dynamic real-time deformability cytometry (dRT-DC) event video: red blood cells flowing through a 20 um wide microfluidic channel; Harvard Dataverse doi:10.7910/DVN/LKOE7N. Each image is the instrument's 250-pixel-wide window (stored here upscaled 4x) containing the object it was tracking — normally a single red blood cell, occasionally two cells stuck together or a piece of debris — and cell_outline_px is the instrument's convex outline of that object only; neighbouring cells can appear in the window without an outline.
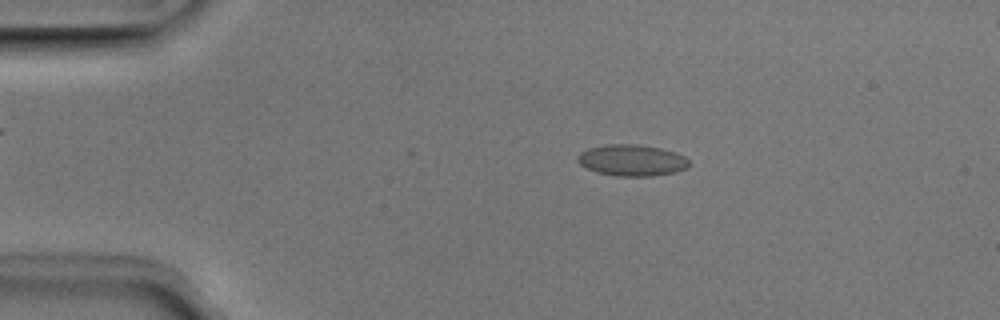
{"species": "Egyptian fruit bat (a non-hibernating species)", "species_latin": "Rousettus aegyptiacus", "temperature_condition": "room temperature", "stored_images_in_passage": 50, "camera_frame_rate_fps": 3000, "um_per_image_px": 0.085, "animal": {"sex": "male"}, "frame": {"image": 1, "passage_image": 9, "time_ms": 2.667, "image_size_px": [1000, 320], "cell_outline_px": [[688, 168], [676, 172], [652, 176], [616, 176], [596, 172], [580, 164], [576, 160], [580, 152], [588, 148], [604, 144], [640, 144], [660, 148], [676, 152], [684, 156], [688, 160]], "centroid_in_image_um": [53.71, 13.62], "position_along_channel_um": 31.3, "area_um2": 20.52}}
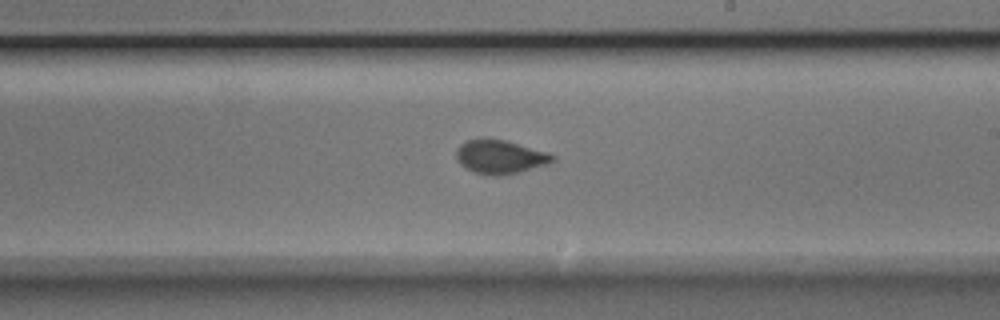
{"frame": {"image": 2, "passage_image": 29, "time_ms": 9.333, "image_size_px": [1000, 320], "cell_outline_px": [[556, 160], [548, 164], [520, 172], [500, 176], [496, 176], [476, 172], [464, 168], [456, 160], [456, 148], [460, 144], [468, 140], [484, 136], [504, 140], [548, 152], [556, 156]], "centroid_in_image_um": [42.49, 13.31], "position_along_channel_um": 246.5, "area_um2": 19.31}}
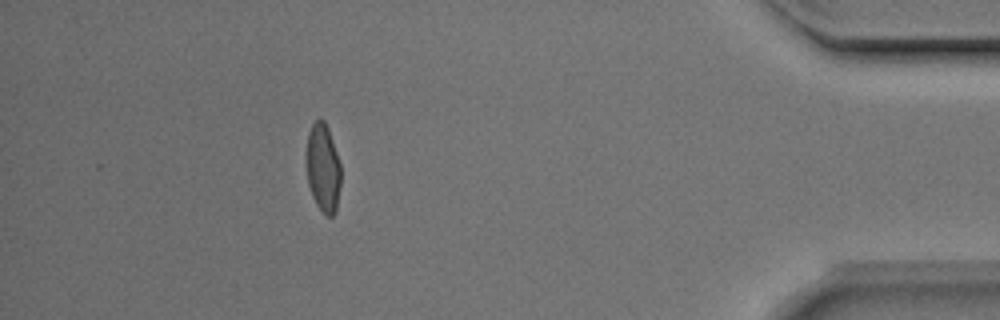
{"frame": {"image": 3, "passage_image": 45, "time_ms": 14.667, "image_size_px": [1000, 320], "cell_outline_px": [[340, 184], [336, 212], [332, 216], [328, 216], [316, 204], [312, 196], [308, 184], [308, 132], [312, 124], [320, 116], [324, 120], [328, 128], [340, 164]], "centroid_in_image_um": [27.48, 14.27], "position_along_channel_um": 407.7, "area_um2": 17.34}, "authors_computed_cell_mechanics": {"area_um2": 19.0162, "velocity_mm_per_s": 3.9822, "shape_relaxation_time_tau1_ms": 6.4284, "shape_relaxation_time_tau2_ms": 0.6314, "deformation_change_tau1": 0.1439, "deformation_change_tau2": 0.0566}}